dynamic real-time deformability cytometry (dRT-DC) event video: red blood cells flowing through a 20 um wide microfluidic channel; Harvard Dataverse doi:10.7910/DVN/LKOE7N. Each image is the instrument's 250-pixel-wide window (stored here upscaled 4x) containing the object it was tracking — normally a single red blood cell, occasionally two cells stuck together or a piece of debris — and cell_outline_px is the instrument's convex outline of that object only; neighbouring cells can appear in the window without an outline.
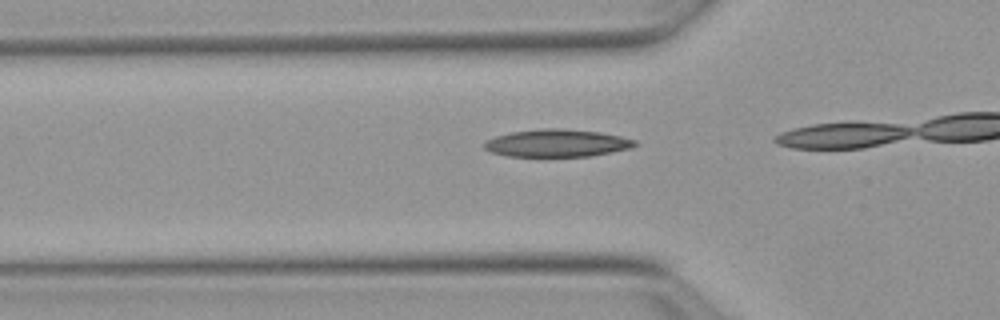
{"species": "Egyptian fruit bat (a non-hibernating species)", "species_latin": "Rousettus aegyptiacus", "temperature_condition": "warm", "stored_images_in_passage": 5, "camera_frame_rate_fps": 3000, "um_per_image_px": 0.085, "animal": {"sex": "female"}, "frame": {"image": 1, "passage_image": 3, "time_ms": 0.667, "image_size_px": [1000, 320], "cell_outline_px": [[640, 144], [632, 148], [592, 156], [508, 156], [492, 152], [484, 148], [484, 140], [496, 136], [512, 132], [544, 128], [564, 128], [600, 132], [620, 136], [636, 140]], "centroid_in_image_um": [47.39, 12.16], "position_along_channel_um": 78.4, "area_um2": 24.28}}